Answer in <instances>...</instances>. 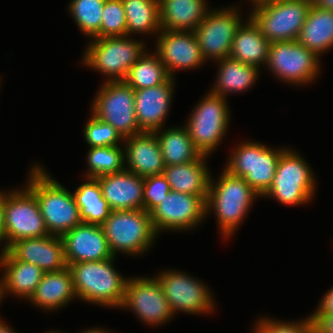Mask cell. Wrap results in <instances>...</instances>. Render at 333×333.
Returning <instances> with one entry per match:
<instances>
[{
  "mask_svg": "<svg viewBox=\"0 0 333 333\" xmlns=\"http://www.w3.org/2000/svg\"><path fill=\"white\" fill-rule=\"evenodd\" d=\"M30 174L26 187L36 196L50 235L62 236L82 222L73 193L50 178L40 166H34Z\"/></svg>",
  "mask_w": 333,
  "mask_h": 333,
  "instance_id": "obj_1",
  "label": "cell"
},
{
  "mask_svg": "<svg viewBox=\"0 0 333 333\" xmlns=\"http://www.w3.org/2000/svg\"><path fill=\"white\" fill-rule=\"evenodd\" d=\"M110 259L68 264L78 298L103 306L121 307L127 284Z\"/></svg>",
  "mask_w": 333,
  "mask_h": 333,
  "instance_id": "obj_2",
  "label": "cell"
},
{
  "mask_svg": "<svg viewBox=\"0 0 333 333\" xmlns=\"http://www.w3.org/2000/svg\"><path fill=\"white\" fill-rule=\"evenodd\" d=\"M257 196L260 195L250 187L244 178L224 170L216 184L210 179L206 212L209 211V208L214 209L221 232L227 238L241 223L252 206L254 197Z\"/></svg>",
  "mask_w": 333,
  "mask_h": 333,
  "instance_id": "obj_3",
  "label": "cell"
},
{
  "mask_svg": "<svg viewBox=\"0 0 333 333\" xmlns=\"http://www.w3.org/2000/svg\"><path fill=\"white\" fill-rule=\"evenodd\" d=\"M250 18L272 42L297 40L313 0H257Z\"/></svg>",
  "mask_w": 333,
  "mask_h": 333,
  "instance_id": "obj_4",
  "label": "cell"
},
{
  "mask_svg": "<svg viewBox=\"0 0 333 333\" xmlns=\"http://www.w3.org/2000/svg\"><path fill=\"white\" fill-rule=\"evenodd\" d=\"M101 227L114 256L118 251L133 255L143 253L157 236L150 213L144 209L111 210Z\"/></svg>",
  "mask_w": 333,
  "mask_h": 333,
  "instance_id": "obj_5",
  "label": "cell"
},
{
  "mask_svg": "<svg viewBox=\"0 0 333 333\" xmlns=\"http://www.w3.org/2000/svg\"><path fill=\"white\" fill-rule=\"evenodd\" d=\"M142 42L126 36L94 38L84 53V63L108 75L107 81H123L128 70L145 52Z\"/></svg>",
  "mask_w": 333,
  "mask_h": 333,
  "instance_id": "obj_6",
  "label": "cell"
},
{
  "mask_svg": "<svg viewBox=\"0 0 333 333\" xmlns=\"http://www.w3.org/2000/svg\"><path fill=\"white\" fill-rule=\"evenodd\" d=\"M283 151L284 149L273 150L257 142H244L236 148V151L234 150L225 170L244 178L261 197L273 183Z\"/></svg>",
  "mask_w": 333,
  "mask_h": 333,
  "instance_id": "obj_7",
  "label": "cell"
},
{
  "mask_svg": "<svg viewBox=\"0 0 333 333\" xmlns=\"http://www.w3.org/2000/svg\"><path fill=\"white\" fill-rule=\"evenodd\" d=\"M307 164L298 153L285 149L280 155L273 183L263 197H274L286 205L308 202L315 193V182Z\"/></svg>",
  "mask_w": 333,
  "mask_h": 333,
  "instance_id": "obj_8",
  "label": "cell"
},
{
  "mask_svg": "<svg viewBox=\"0 0 333 333\" xmlns=\"http://www.w3.org/2000/svg\"><path fill=\"white\" fill-rule=\"evenodd\" d=\"M134 90L124 81H107L93 102L92 114L112 125L123 138L142 133L134 108Z\"/></svg>",
  "mask_w": 333,
  "mask_h": 333,
  "instance_id": "obj_9",
  "label": "cell"
},
{
  "mask_svg": "<svg viewBox=\"0 0 333 333\" xmlns=\"http://www.w3.org/2000/svg\"><path fill=\"white\" fill-rule=\"evenodd\" d=\"M225 98L208 92L193 109L185 125L195 147L202 155H209L219 145L229 123Z\"/></svg>",
  "mask_w": 333,
  "mask_h": 333,
  "instance_id": "obj_10",
  "label": "cell"
},
{
  "mask_svg": "<svg viewBox=\"0 0 333 333\" xmlns=\"http://www.w3.org/2000/svg\"><path fill=\"white\" fill-rule=\"evenodd\" d=\"M21 191L5 194L4 224L7 243L3 251L15 241L50 235L36 196L27 187Z\"/></svg>",
  "mask_w": 333,
  "mask_h": 333,
  "instance_id": "obj_11",
  "label": "cell"
},
{
  "mask_svg": "<svg viewBox=\"0 0 333 333\" xmlns=\"http://www.w3.org/2000/svg\"><path fill=\"white\" fill-rule=\"evenodd\" d=\"M319 56L297 40L272 42L267 65L284 82L303 84L316 78Z\"/></svg>",
  "mask_w": 333,
  "mask_h": 333,
  "instance_id": "obj_12",
  "label": "cell"
},
{
  "mask_svg": "<svg viewBox=\"0 0 333 333\" xmlns=\"http://www.w3.org/2000/svg\"><path fill=\"white\" fill-rule=\"evenodd\" d=\"M237 9L209 11L194 33L205 60L229 57L233 39L242 25Z\"/></svg>",
  "mask_w": 333,
  "mask_h": 333,
  "instance_id": "obj_13",
  "label": "cell"
},
{
  "mask_svg": "<svg viewBox=\"0 0 333 333\" xmlns=\"http://www.w3.org/2000/svg\"><path fill=\"white\" fill-rule=\"evenodd\" d=\"M206 214V201L201 196L171 190L150 212V218L158 233L161 229H190L198 225Z\"/></svg>",
  "mask_w": 333,
  "mask_h": 333,
  "instance_id": "obj_14",
  "label": "cell"
},
{
  "mask_svg": "<svg viewBox=\"0 0 333 333\" xmlns=\"http://www.w3.org/2000/svg\"><path fill=\"white\" fill-rule=\"evenodd\" d=\"M173 313H204L213 310V298L203 283L186 274L169 270L156 278Z\"/></svg>",
  "mask_w": 333,
  "mask_h": 333,
  "instance_id": "obj_15",
  "label": "cell"
},
{
  "mask_svg": "<svg viewBox=\"0 0 333 333\" xmlns=\"http://www.w3.org/2000/svg\"><path fill=\"white\" fill-rule=\"evenodd\" d=\"M121 307L132 308L148 325L167 322L174 316L156 277L128 279Z\"/></svg>",
  "mask_w": 333,
  "mask_h": 333,
  "instance_id": "obj_16",
  "label": "cell"
},
{
  "mask_svg": "<svg viewBox=\"0 0 333 333\" xmlns=\"http://www.w3.org/2000/svg\"><path fill=\"white\" fill-rule=\"evenodd\" d=\"M156 54L170 77L176 69L196 68L205 62L194 31L161 30Z\"/></svg>",
  "mask_w": 333,
  "mask_h": 333,
  "instance_id": "obj_17",
  "label": "cell"
},
{
  "mask_svg": "<svg viewBox=\"0 0 333 333\" xmlns=\"http://www.w3.org/2000/svg\"><path fill=\"white\" fill-rule=\"evenodd\" d=\"M67 264L113 258L101 226L81 222L61 236Z\"/></svg>",
  "mask_w": 333,
  "mask_h": 333,
  "instance_id": "obj_18",
  "label": "cell"
},
{
  "mask_svg": "<svg viewBox=\"0 0 333 333\" xmlns=\"http://www.w3.org/2000/svg\"><path fill=\"white\" fill-rule=\"evenodd\" d=\"M6 250L15 259L36 265L44 272L68 267L61 236L21 239L13 242Z\"/></svg>",
  "mask_w": 333,
  "mask_h": 333,
  "instance_id": "obj_19",
  "label": "cell"
},
{
  "mask_svg": "<svg viewBox=\"0 0 333 333\" xmlns=\"http://www.w3.org/2000/svg\"><path fill=\"white\" fill-rule=\"evenodd\" d=\"M174 78L164 83L134 90V108L138 126L142 132L162 130L172 100Z\"/></svg>",
  "mask_w": 333,
  "mask_h": 333,
  "instance_id": "obj_20",
  "label": "cell"
},
{
  "mask_svg": "<svg viewBox=\"0 0 333 333\" xmlns=\"http://www.w3.org/2000/svg\"><path fill=\"white\" fill-rule=\"evenodd\" d=\"M96 179L111 210L143 209L144 178L125 168Z\"/></svg>",
  "mask_w": 333,
  "mask_h": 333,
  "instance_id": "obj_21",
  "label": "cell"
},
{
  "mask_svg": "<svg viewBox=\"0 0 333 333\" xmlns=\"http://www.w3.org/2000/svg\"><path fill=\"white\" fill-rule=\"evenodd\" d=\"M127 170L142 178L163 174L165 163L154 132H142L124 138Z\"/></svg>",
  "mask_w": 333,
  "mask_h": 333,
  "instance_id": "obj_22",
  "label": "cell"
},
{
  "mask_svg": "<svg viewBox=\"0 0 333 333\" xmlns=\"http://www.w3.org/2000/svg\"><path fill=\"white\" fill-rule=\"evenodd\" d=\"M0 266L5 270L0 281L1 299L10 292L29 300L45 274L38 266L15 259L7 250L1 252Z\"/></svg>",
  "mask_w": 333,
  "mask_h": 333,
  "instance_id": "obj_23",
  "label": "cell"
},
{
  "mask_svg": "<svg viewBox=\"0 0 333 333\" xmlns=\"http://www.w3.org/2000/svg\"><path fill=\"white\" fill-rule=\"evenodd\" d=\"M205 157L190 163L165 166L163 175L169 183L170 189L179 193L201 196L207 201L210 174L205 165Z\"/></svg>",
  "mask_w": 333,
  "mask_h": 333,
  "instance_id": "obj_24",
  "label": "cell"
},
{
  "mask_svg": "<svg viewBox=\"0 0 333 333\" xmlns=\"http://www.w3.org/2000/svg\"><path fill=\"white\" fill-rule=\"evenodd\" d=\"M205 0H159L161 30L194 31L208 11Z\"/></svg>",
  "mask_w": 333,
  "mask_h": 333,
  "instance_id": "obj_25",
  "label": "cell"
},
{
  "mask_svg": "<svg viewBox=\"0 0 333 333\" xmlns=\"http://www.w3.org/2000/svg\"><path fill=\"white\" fill-rule=\"evenodd\" d=\"M77 297L68 267L52 272H45L29 300L39 307L54 310L66 305Z\"/></svg>",
  "mask_w": 333,
  "mask_h": 333,
  "instance_id": "obj_26",
  "label": "cell"
},
{
  "mask_svg": "<svg viewBox=\"0 0 333 333\" xmlns=\"http://www.w3.org/2000/svg\"><path fill=\"white\" fill-rule=\"evenodd\" d=\"M270 45L271 42L249 17L247 24H242L238 29L229 57L259 68L260 64L267 63Z\"/></svg>",
  "mask_w": 333,
  "mask_h": 333,
  "instance_id": "obj_27",
  "label": "cell"
},
{
  "mask_svg": "<svg viewBox=\"0 0 333 333\" xmlns=\"http://www.w3.org/2000/svg\"><path fill=\"white\" fill-rule=\"evenodd\" d=\"M297 41L319 57L333 47V11L317 7L311 9L301 28Z\"/></svg>",
  "mask_w": 333,
  "mask_h": 333,
  "instance_id": "obj_28",
  "label": "cell"
},
{
  "mask_svg": "<svg viewBox=\"0 0 333 333\" xmlns=\"http://www.w3.org/2000/svg\"><path fill=\"white\" fill-rule=\"evenodd\" d=\"M160 132L156 130L154 133L159 141L165 166L190 163L203 156L195 147L185 127H175Z\"/></svg>",
  "mask_w": 333,
  "mask_h": 333,
  "instance_id": "obj_29",
  "label": "cell"
},
{
  "mask_svg": "<svg viewBox=\"0 0 333 333\" xmlns=\"http://www.w3.org/2000/svg\"><path fill=\"white\" fill-rule=\"evenodd\" d=\"M220 63L217 84L211 93L225 98L227 92H241L252 87L258 77V67L244 64L241 61L226 57L218 60Z\"/></svg>",
  "mask_w": 333,
  "mask_h": 333,
  "instance_id": "obj_30",
  "label": "cell"
},
{
  "mask_svg": "<svg viewBox=\"0 0 333 333\" xmlns=\"http://www.w3.org/2000/svg\"><path fill=\"white\" fill-rule=\"evenodd\" d=\"M80 185L73 196L80 212V219L84 223L99 225L109 217L111 208L103 198L100 184L96 178Z\"/></svg>",
  "mask_w": 333,
  "mask_h": 333,
  "instance_id": "obj_31",
  "label": "cell"
},
{
  "mask_svg": "<svg viewBox=\"0 0 333 333\" xmlns=\"http://www.w3.org/2000/svg\"><path fill=\"white\" fill-rule=\"evenodd\" d=\"M122 2L128 36L132 32L144 34L161 30L159 0H122Z\"/></svg>",
  "mask_w": 333,
  "mask_h": 333,
  "instance_id": "obj_32",
  "label": "cell"
},
{
  "mask_svg": "<svg viewBox=\"0 0 333 333\" xmlns=\"http://www.w3.org/2000/svg\"><path fill=\"white\" fill-rule=\"evenodd\" d=\"M169 77L158 55L156 53L148 55L144 52L128 70L123 81L133 90H140L164 83Z\"/></svg>",
  "mask_w": 333,
  "mask_h": 333,
  "instance_id": "obj_33",
  "label": "cell"
},
{
  "mask_svg": "<svg viewBox=\"0 0 333 333\" xmlns=\"http://www.w3.org/2000/svg\"><path fill=\"white\" fill-rule=\"evenodd\" d=\"M87 158L89 171L86 178H98L125 169L124 151L119 146L90 147Z\"/></svg>",
  "mask_w": 333,
  "mask_h": 333,
  "instance_id": "obj_34",
  "label": "cell"
},
{
  "mask_svg": "<svg viewBox=\"0 0 333 333\" xmlns=\"http://www.w3.org/2000/svg\"><path fill=\"white\" fill-rule=\"evenodd\" d=\"M106 0H72L69 7L78 27L86 35L100 38L101 18Z\"/></svg>",
  "mask_w": 333,
  "mask_h": 333,
  "instance_id": "obj_35",
  "label": "cell"
},
{
  "mask_svg": "<svg viewBox=\"0 0 333 333\" xmlns=\"http://www.w3.org/2000/svg\"><path fill=\"white\" fill-rule=\"evenodd\" d=\"M126 35L127 25L122 0H106L102 11L100 38Z\"/></svg>",
  "mask_w": 333,
  "mask_h": 333,
  "instance_id": "obj_36",
  "label": "cell"
},
{
  "mask_svg": "<svg viewBox=\"0 0 333 333\" xmlns=\"http://www.w3.org/2000/svg\"><path fill=\"white\" fill-rule=\"evenodd\" d=\"M84 137L90 147L118 146L119 140L124 139L112 125L93 114L85 126Z\"/></svg>",
  "mask_w": 333,
  "mask_h": 333,
  "instance_id": "obj_37",
  "label": "cell"
},
{
  "mask_svg": "<svg viewBox=\"0 0 333 333\" xmlns=\"http://www.w3.org/2000/svg\"><path fill=\"white\" fill-rule=\"evenodd\" d=\"M171 191L163 174L144 178L143 209L150 213Z\"/></svg>",
  "mask_w": 333,
  "mask_h": 333,
  "instance_id": "obj_38",
  "label": "cell"
},
{
  "mask_svg": "<svg viewBox=\"0 0 333 333\" xmlns=\"http://www.w3.org/2000/svg\"><path fill=\"white\" fill-rule=\"evenodd\" d=\"M255 333H315L314 325L310 318L306 320L285 323L272 321V319H261L256 324Z\"/></svg>",
  "mask_w": 333,
  "mask_h": 333,
  "instance_id": "obj_39",
  "label": "cell"
},
{
  "mask_svg": "<svg viewBox=\"0 0 333 333\" xmlns=\"http://www.w3.org/2000/svg\"><path fill=\"white\" fill-rule=\"evenodd\" d=\"M315 333H333V315L310 316Z\"/></svg>",
  "mask_w": 333,
  "mask_h": 333,
  "instance_id": "obj_40",
  "label": "cell"
},
{
  "mask_svg": "<svg viewBox=\"0 0 333 333\" xmlns=\"http://www.w3.org/2000/svg\"><path fill=\"white\" fill-rule=\"evenodd\" d=\"M333 315V287L321 300L317 311L311 316H330Z\"/></svg>",
  "mask_w": 333,
  "mask_h": 333,
  "instance_id": "obj_41",
  "label": "cell"
},
{
  "mask_svg": "<svg viewBox=\"0 0 333 333\" xmlns=\"http://www.w3.org/2000/svg\"><path fill=\"white\" fill-rule=\"evenodd\" d=\"M4 203L5 193L0 192V242L5 239V224H4Z\"/></svg>",
  "mask_w": 333,
  "mask_h": 333,
  "instance_id": "obj_42",
  "label": "cell"
},
{
  "mask_svg": "<svg viewBox=\"0 0 333 333\" xmlns=\"http://www.w3.org/2000/svg\"><path fill=\"white\" fill-rule=\"evenodd\" d=\"M313 4L319 8L333 11V0H313Z\"/></svg>",
  "mask_w": 333,
  "mask_h": 333,
  "instance_id": "obj_43",
  "label": "cell"
},
{
  "mask_svg": "<svg viewBox=\"0 0 333 333\" xmlns=\"http://www.w3.org/2000/svg\"><path fill=\"white\" fill-rule=\"evenodd\" d=\"M0 333H14L13 330L10 329L9 326L5 325L3 321L0 319Z\"/></svg>",
  "mask_w": 333,
  "mask_h": 333,
  "instance_id": "obj_44",
  "label": "cell"
},
{
  "mask_svg": "<svg viewBox=\"0 0 333 333\" xmlns=\"http://www.w3.org/2000/svg\"><path fill=\"white\" fill-rule=\"evenodd\" d=\"M82 333H109V332H107V330H102L100 328L99 329L93 328V329H88V330H86V331H84Z\"/></svg>",
  "mask_w": 333,
  "mask_h": 333,
  "instance_id": "obj_45",
  "label": "cell"
}]
</instances>
